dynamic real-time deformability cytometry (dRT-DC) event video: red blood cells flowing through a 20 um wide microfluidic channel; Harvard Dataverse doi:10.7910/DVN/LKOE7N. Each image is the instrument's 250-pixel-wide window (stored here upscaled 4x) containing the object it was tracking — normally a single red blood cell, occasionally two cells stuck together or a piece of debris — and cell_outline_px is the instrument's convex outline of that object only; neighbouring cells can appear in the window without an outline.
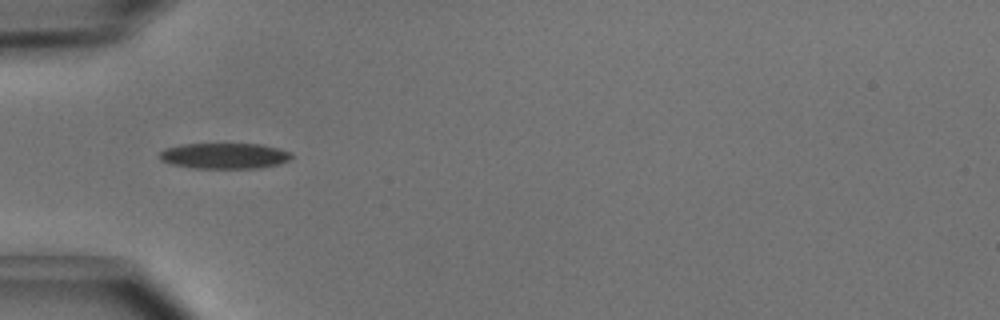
{"species": "common noctule bat (a hibernating species)", "species_latin": "Nyctalus noctula", "temperature_condition": "cold", "stored_images_in_passage": 7, "camera_frame_rate_fps": 3000, "um_per_image_px": 0.085, "animal": {"sex": "male", "body_mass_g": 15.6}, "frame": {"image": 1, "passage_image": 4, "time_ms": 1.0, "image_size_px": [1000, 320], "cell_outline_px": [[292, 156], [288, 160], [280, 164], [260, 168], [192, 168], [172, 164], [160, 160], [160, 152], [164, 148], [180, 144], [260, 144], [292, 152]], "centroid_in_image_um": [19.06, 13.25], "position_along_channel_um": 65.9, "area_um2": 19.83}}
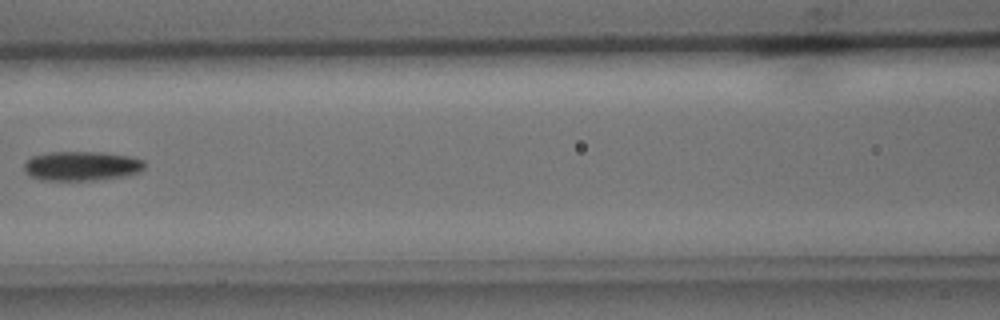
{"frame": {"image": 2, "passage_image": 6, "time_ms": 1.667, "image_size_px": [1000, 320], "cell_outline_px": [[144, 168], [136, 172], [124, 176], [92, 180], [40, 180], [28, 176], [24, 172], [24, 164], [32, 156], [48, 152], [100, 152], [132, 156], [144, 160]], "centroid_in_image_um": [6.89, 14.1], "position_along_channel_um": 159.7, "area_um2": 20.69}}
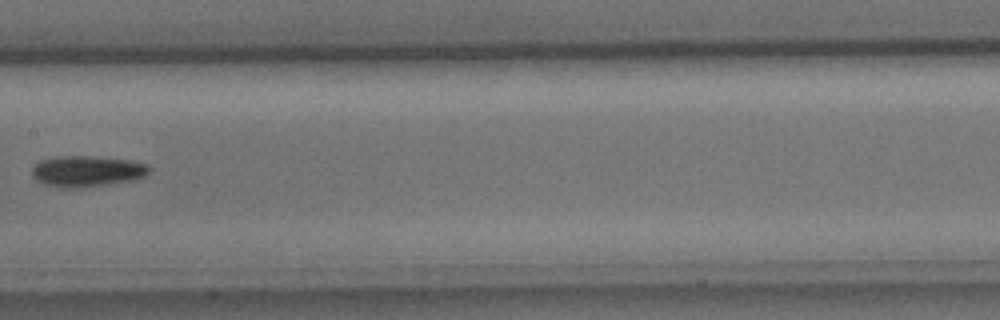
{"frame": {"image": 3, "passage_image": 7, "time_ms": 2.0, "image_size_px": [1000, 320], "cell_outline_px": [[152, 168], [144, 176], [132, 180], [76, 188], [64, 188], [44, 184], [36, 180], [32, 176], [32, 168], [40, 160], [56, 156], [88, 156], [128, 160], [148, 164]], "centroid_in_image_um": [7.36, 14.54], "position_along_channel_um": 200.0, "area_um2": 20.98}}